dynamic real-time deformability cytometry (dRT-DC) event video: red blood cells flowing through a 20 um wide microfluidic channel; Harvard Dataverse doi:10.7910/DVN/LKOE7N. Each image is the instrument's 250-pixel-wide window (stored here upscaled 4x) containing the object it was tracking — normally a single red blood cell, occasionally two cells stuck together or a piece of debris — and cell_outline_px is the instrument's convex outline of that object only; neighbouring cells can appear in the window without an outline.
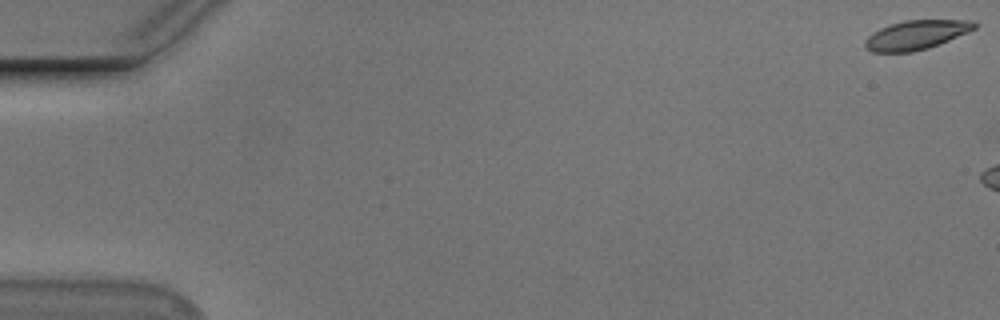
{"species": "Egyptian fruit bat (a non-hibernating species)", "species_latin": "Rousettus aegyptiacus", "temperature_condition": "cold", "stored_images_in_passage": 6, "camera_frame_rate_fps": 3000, "um_per_image_px": 0.085, "animal": {"sex": "male"}, "frame": {"image": 1, "passage_image": 1, "time_ms": 0.0, "image_size_px": [1000, 320], "cell_outline_px": [[976, 28], [968, 32], [928, 48], [912, 52], [872, 52], [864, 48], [864, 40], [872, 32], [880, 28], [904, 20], [972, 20], [976, 24]], "centroid_in_image_um": [77.83, 2.97], "position_along_channel_um": 7.2, "area_um2": 18.55}}